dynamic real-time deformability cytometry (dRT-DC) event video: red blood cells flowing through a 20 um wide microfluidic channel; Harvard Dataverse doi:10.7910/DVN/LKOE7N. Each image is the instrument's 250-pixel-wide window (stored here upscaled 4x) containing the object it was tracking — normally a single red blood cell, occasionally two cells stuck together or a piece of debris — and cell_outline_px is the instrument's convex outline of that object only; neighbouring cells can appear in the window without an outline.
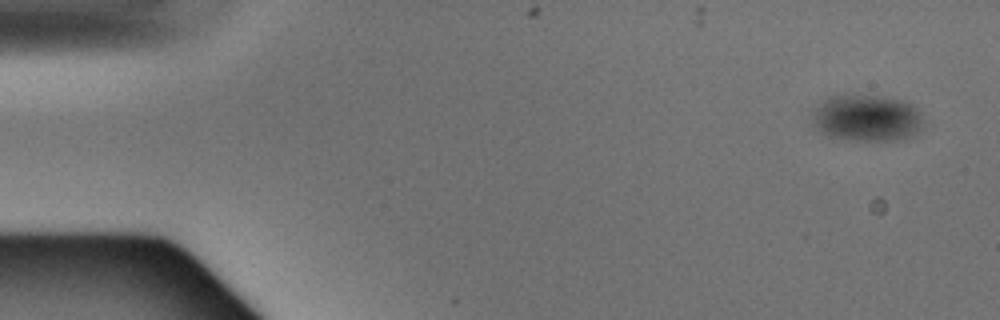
{"species": "Egyptian fruit bat (a non-hibernating species)", "species_latin": "Rousettus aegyptiacus", "temperature_condition": "warm", "stored_images_in_passage": 5, "camera_frame_rate_fps": 3000, "um_per_image_px": 0.085, "animal": {"sex": "male"}, "frame": {"image": 1, "passage_image": 1, "time_ms": 0.0, "image_size_px": [1000, 320], "cell_outline_px": [[920, 128], [912, 136], [904, 140], [852, 140], [828, 136], [816, 128], [812, 116], [812, 112], [828, 96], [844, 92], [892, 96], [904, 100], [912, 104], [916, 108], [920, 116]], "centroid_in_image_um": [73.65, 9.97], "position_along_channel_um": 11.3, "area_um2": 30.92}}
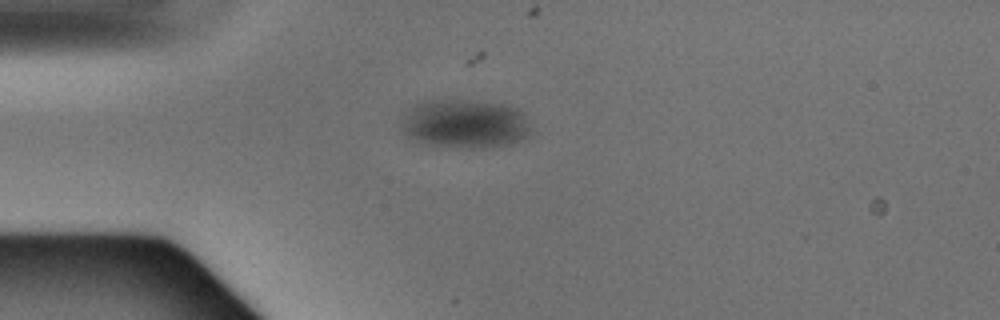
{"frame": {"image": 2, "passage_image": 4, "time_ms": 1.0, "image_size_px": [1000, 320], "cell_outline_px": [[528, 132], [520, 140], [512, 144], [488, 148], [460, 148], [428, 144], [412, 140], [400, 132], [400, 124], [412, 104], [432, 100], [484, 100], [508, 104], [524, 112], [528, 128]], "centroid_in_image_um": [39.48, 10.51], "position_along_channel_um": 45.5, "area_um2": 37.45}}